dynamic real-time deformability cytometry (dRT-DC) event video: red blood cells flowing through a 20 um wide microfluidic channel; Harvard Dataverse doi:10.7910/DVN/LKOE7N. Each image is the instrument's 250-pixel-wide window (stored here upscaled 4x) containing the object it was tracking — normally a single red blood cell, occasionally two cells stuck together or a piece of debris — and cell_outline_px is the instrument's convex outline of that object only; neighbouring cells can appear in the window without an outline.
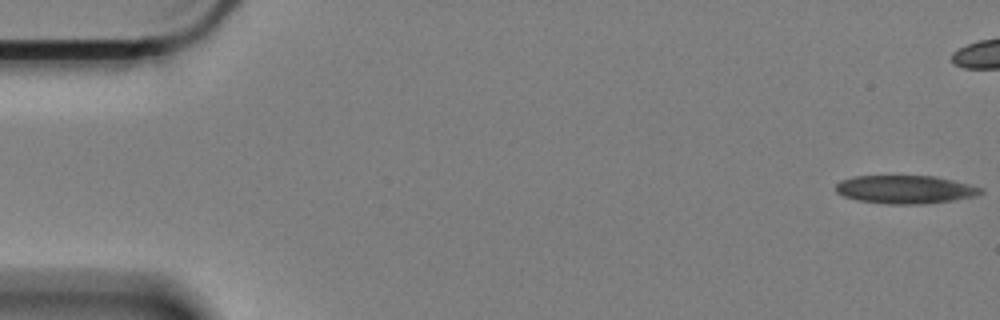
{"species": "Egyptian fruit bat (a non-hibernating species)", "species_latin": "Rousettus aegyptiacus", "temperature_condition": "cold", "stored_images_in_passage": 54, "camera_frame_rate_fps": 3000, "um_per_image_px": 0.085, "animal": {"sex": "female"}, "frame": {"image": 1, "passage_image": 1, "time_ms": 0.0, "image_size_px": [1000, 320], "cell_outline_px": [[984, 192], [972, 196], [952, 200], [920, 204], [888, 204], [860, 200], [844, 196], [836, 192], [836, 184], [840, 180], [856, 176], [932, 176], [968, 184], [984, 188]], "centroid_in_image_um": [76.92, 16.1], "position_along_channel_um": 8.1, "area_um2": 23.47}}
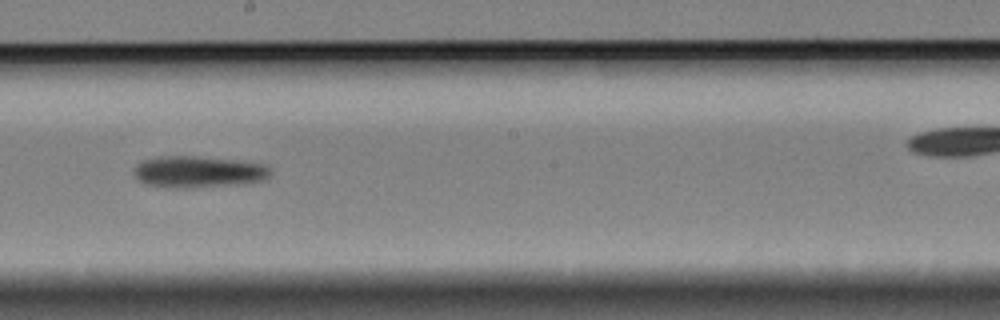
{"frame": {"image": 2, "passage_image": 33, "time_ms": 10.667, "image_size_px": [1000, 320], "cell_outline_px": [[272, 172], [264, 180], [240, 184], [148, 184], [140, 180], [136, 176], [132, 168], [140, 160], [156, 156], [196, 156], [236, 160], [264, 164]], "centroid_in_image_um": [16.88, 14.52], "position_along_channel_um": 231.3, "area_um2": 23.7}}
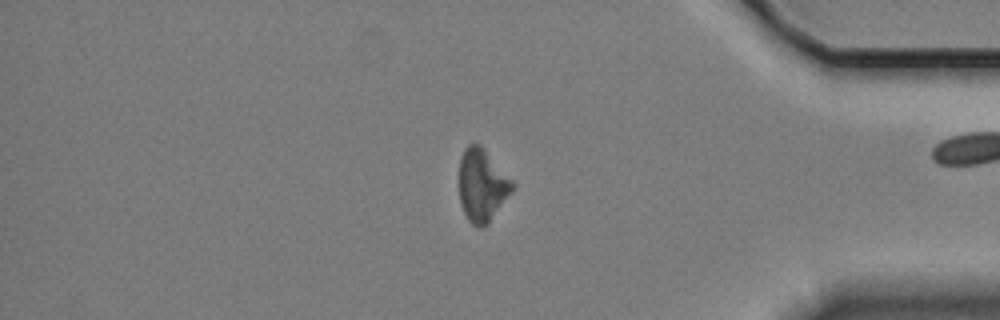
{"frame": {"image": 3, "passage_image": 50, "time_ms": 16.333, "image_size_px": [1000, 320], "cell_outline_px": [[516, 188], [488, 224], [472, 224], [468, 220], [464, 212], [460, 200], [460, 160], [464, 148], [468, 144], [480, 144], [516, 184]], "centroid_in_image_um": [41.01, 15.73], "position_along_channel_um": 394.2, "area_um2": 22.37}}